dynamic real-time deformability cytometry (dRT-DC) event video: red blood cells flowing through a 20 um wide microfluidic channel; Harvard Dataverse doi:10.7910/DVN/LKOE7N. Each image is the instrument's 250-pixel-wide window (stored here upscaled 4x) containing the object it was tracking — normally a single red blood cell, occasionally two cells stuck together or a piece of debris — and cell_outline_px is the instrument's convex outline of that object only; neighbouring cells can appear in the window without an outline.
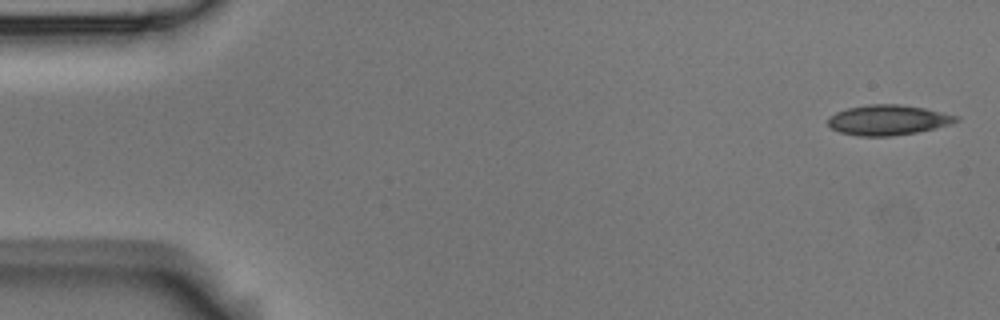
{"species": "Egyptian fruit bat (a non-hibernating species)", "species_latin": "Rousettus aegyptiacus", "temperature_condition": "room temperature", "stored_images_in_passage": 4, "camera_frame_rate_fps": 3000, "um_per_image_px": 0.085, "animal": {"sex": "male"}, "frame": {"image": 1, "passage_image": 1, "time_ms": 0.0, "image_size_px": [1000, 320], "cell_outline_px": [[960, 120], [936, 128], [916, 132], [892, 136], [860, 136], [840, 132], [832, 128], [828, 124], [828, 116], [836, 112], [848, 108], [868, 104], [900, 104], [924, 108], [960, 116]], "centroid_in_image_um": [75.48, 10.19], "position_along_channel_um": 9.5, "area_um2": 22.48}}